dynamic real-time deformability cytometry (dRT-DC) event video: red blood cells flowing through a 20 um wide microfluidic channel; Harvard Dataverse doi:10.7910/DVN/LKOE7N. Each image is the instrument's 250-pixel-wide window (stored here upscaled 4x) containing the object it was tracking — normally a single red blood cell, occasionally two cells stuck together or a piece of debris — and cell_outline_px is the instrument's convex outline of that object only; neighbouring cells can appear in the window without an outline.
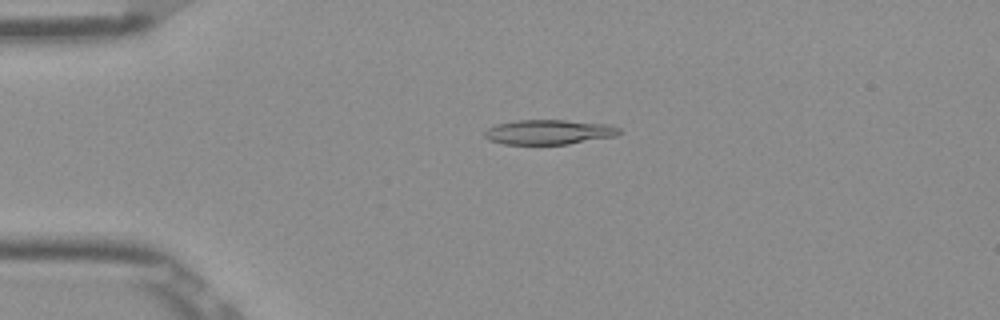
{"species": "Egyptian fruit bat (a non-hibernating species)", "species_latin": "Rousettus aegyptiacus", "temperature_condition": "room temperature", "stored_images_in_passage": 8, "camera_frame_rate_fps": 3000, "um_per_image_px": 0.085, "frame": {"image": 1, "passage_image": 4, "time_ms": 1.0, "image_size_px": [1000, 320], "cell_outline_px": [[620, 132], [616, 136], [568, 144], [504, 144], [488, 140], [484, 136], [484, 132], [488, 128], [496, 124], [516, 120], [564, 120], [608, 124], [620, 128]], "centroid_in_image_um": [46.63, 11.22], "position_along_channel_um": 38.4, "area_um2": 19.42}}